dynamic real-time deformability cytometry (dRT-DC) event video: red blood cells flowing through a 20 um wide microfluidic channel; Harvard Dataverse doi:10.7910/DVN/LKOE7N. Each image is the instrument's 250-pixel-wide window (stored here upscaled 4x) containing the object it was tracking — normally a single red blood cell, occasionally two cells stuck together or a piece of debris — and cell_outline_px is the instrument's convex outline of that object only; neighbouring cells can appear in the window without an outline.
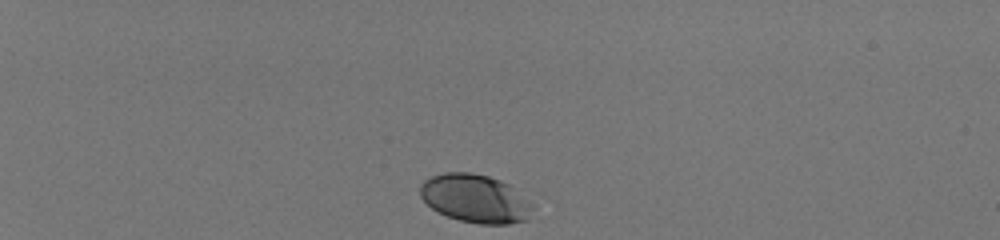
{"species": "human", "species_latin": "Homo sapiens", "temperature_condition": "room temperature", "stored_images_in_passage": 36, "camera_frame_rate_fps": 3000, "um_per_image_px": 0.085, "donor": {"sex": "male"}, "frame": {"image": 1, "passage_image": 1, "time_ms": 0.0, "image_size_px": [1000, 240], "cell_outline_px": [[532, 208], [528, 220], [508, 224], [480, 224], [460, 220], [448, 216], [432, 208], [420, 196], [420, 184], [424, 180], [432, 176], [444, 172], [472, 172], [488, 176], [500, 180], [508, 184], [532, 204]], "centroid_in_image_um": [40.38, 16.87], "position_along_channel_um": 44.6, "area_um2": 31.44}}
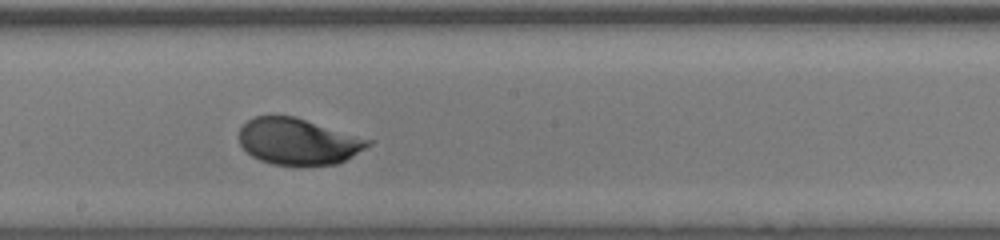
{"frame": {"image": 2, "passage_image": 21, "time_ms": 6.667, "image_size_px": [1000, 240], "cell_outline_px": [[372, 144], [352, 156], [336, 164], [272, 164], [260, 160], [252, 156], [240, 144], [240, 128], [248, 120], [256, 116], [296, 116], [372, 140]], "centroid_in_image_um": [25.35, 12.0], "position_along_channel_um": 222.9, "area_um2": 34.39}}
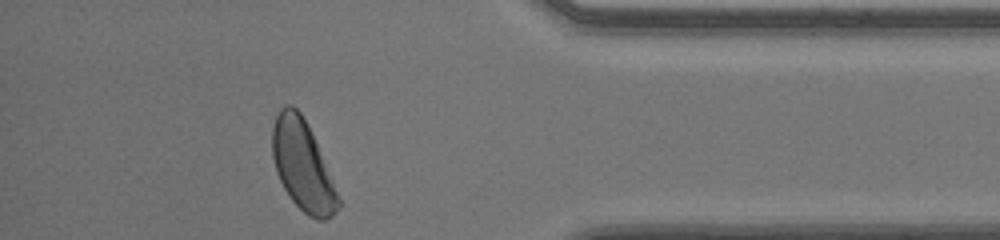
{"frame": {"image": 3, "passage_image": 36, "time_ms": 11.667, "image_size_px": [1000, 240], "cell_outline_px": [[340, 208], [336, 212], [324, 220], [316, 220], [308, 216], [288, 196], [276, 172], [272, 156], [272, 128], [276, 116], [280, 108], [284, 104], [292, 104], [300, 112], [316, 144], [332, 180], [340, 200]], "centroid_in_image_um": [25.69, 14.08], "position_along_channel_um": 409.5, "area_um2": 33.99}, "authors_computed_cell_mechanics": {"area_um2": 34.2176, "velocity_mm_per_s": 4.056, "shape_relaxation_time_tau1_ms": 1.8234, "shape_relaxation_time_tau2_ms": null, "deformation_change_tau1": 0.1179, "deformation_change_tau2": null}}